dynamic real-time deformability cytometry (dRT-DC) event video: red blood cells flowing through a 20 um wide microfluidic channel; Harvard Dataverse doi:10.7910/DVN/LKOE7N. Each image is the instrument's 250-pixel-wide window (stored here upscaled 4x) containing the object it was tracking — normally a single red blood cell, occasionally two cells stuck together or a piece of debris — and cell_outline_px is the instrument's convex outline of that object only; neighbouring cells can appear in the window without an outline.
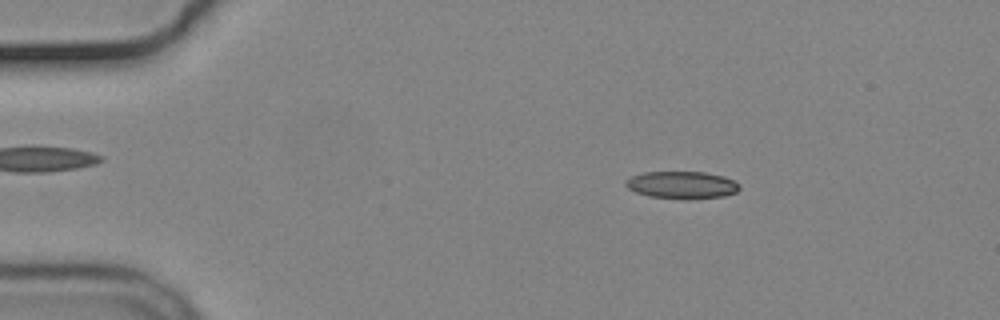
{"species": "common noctule bat (a hibernating species)", "species_latin": "Nyctalus noctula", "temperature_condition": "cold", "stored_images_in_passage": 56, "camera_frame_rate_fps": 3000, "um_per_image_px": 0.085, "animal": {"sex": "male", "body_mass_g": 19.2, "forearm_length_mm": 51.8}, "frame": {"image": 1, "passage_image": 10, "time_ms": 3.0, "image_size_px": [1000, 320], "cell_outline_px": [[740, 188], [736, 192], [724, 196], [688, 200], [680, 200], [648, 196], [636, 192], [628, 188], [624, 184], [624, 180], [632, 176], [644, 172], [704, 172], [724, 176], [740, 184]], "centroid_in_image_um": [57.95, 15.74], "position_along_channel_um": 27.0, "area_um2": 18.44}}
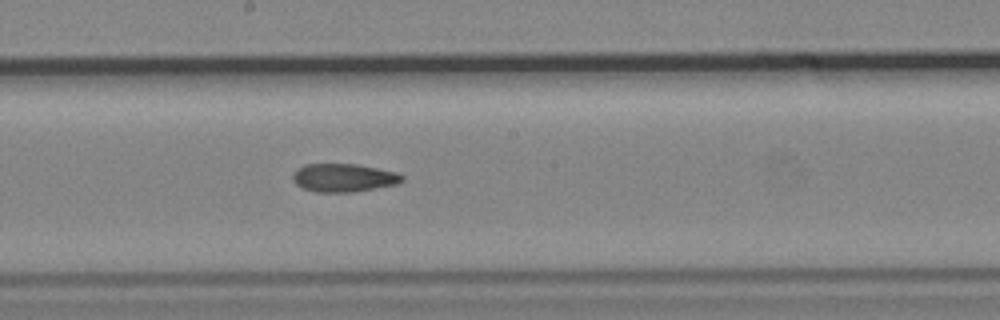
{"frame": {"image": 2, "passage_image": 31, "time_ms": 10.0, "image_size_px": [1000, 320], "cell_outline_px": [[404, 180], [396, 184], [352, 192], [316, 192], [304, 188], [296, 184], [292, 180], [292, 176], [304, 164], [356, 164], [396, 172], [404, 176]], "centroid_in_image_um": [29.21, 15.11], "position_along_channel_um": 219.0, "area_um2": 17.74}}
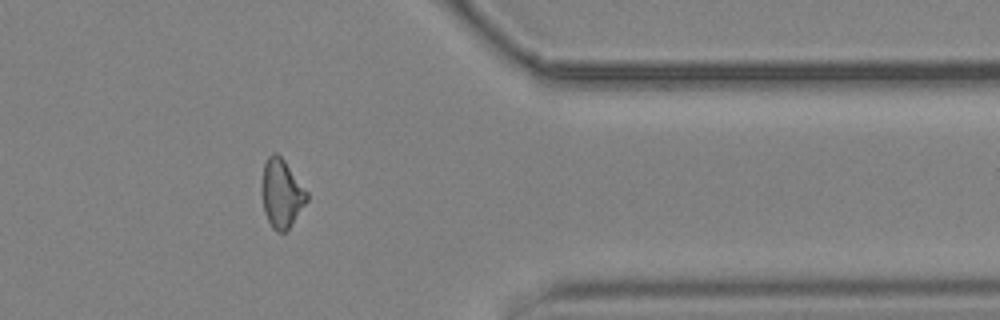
{"frame": {"image": 3, "passage_image": 46, "time_ms": 15.0, "image_size_px": [1000, 320], "cell_outline_px": [[308, 200], [292, 224], [284, 232], [276, 232], [272, 228], [264, 212], [260, 192], [260, 184], [264, 164], [268, 156], [272, 152], [276, 152], [284, 160], [308, 192]], "centroid_in_image_um": [23.9, 16.43], "position_along_channel_um": 387.5, "area_um2": 18.26}, "authors_computed_cell_mechanics": {"area_um2": 18.1781, "velocity_mm_per_s": 3.6923, "shape_relaxation_time_tau1_ms": null, "shape_relaxation_time_tau2_ms": 5.4475, "deformation_change_tau1": null, "deformation_change_tau2": 0.1457}}